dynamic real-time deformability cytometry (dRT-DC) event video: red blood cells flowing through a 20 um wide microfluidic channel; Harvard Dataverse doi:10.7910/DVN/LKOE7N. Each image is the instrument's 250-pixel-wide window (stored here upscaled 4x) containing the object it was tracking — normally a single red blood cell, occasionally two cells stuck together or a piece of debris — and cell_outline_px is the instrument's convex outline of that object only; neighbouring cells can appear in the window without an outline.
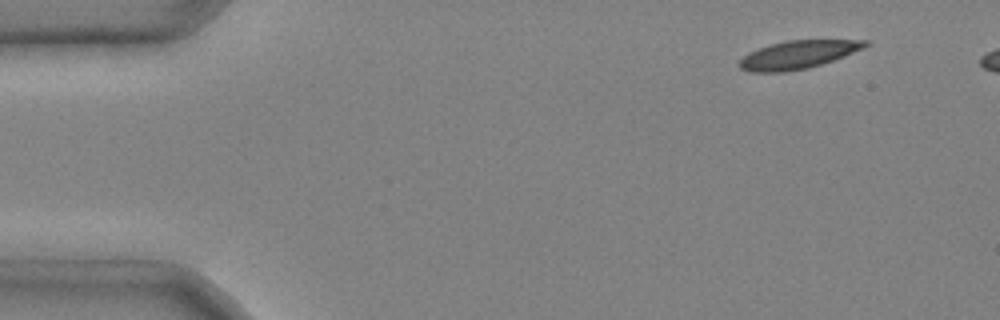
{"species": "common noctule bat (a hibernating species)", "species_latin": "Nyctalus noctula", "temperature_condition": "cold", "stored_images_in_passage": 2, "camera_frame_rate_fps": 3000, "um_per_image_px": 0.085, "animal": {"sex": "male", "body_mass_g": 20.4}, "frame": {"image": 1, "passage_image": 2, "time_ms": 0.333, "image_size_px": [1000, 320], "cell_outline_px": [[872, 44], [864, 48], [844, 56], [808, 68], [784, 72], [748, 72], [740, 68], [740, 60], [748, 52], [772, 44], [788, 40], [868, 40]], "centroid_in_image_um": [67.85, 4.65], "position_along_channel_um": 17.1, "area_um2": 20.46}}